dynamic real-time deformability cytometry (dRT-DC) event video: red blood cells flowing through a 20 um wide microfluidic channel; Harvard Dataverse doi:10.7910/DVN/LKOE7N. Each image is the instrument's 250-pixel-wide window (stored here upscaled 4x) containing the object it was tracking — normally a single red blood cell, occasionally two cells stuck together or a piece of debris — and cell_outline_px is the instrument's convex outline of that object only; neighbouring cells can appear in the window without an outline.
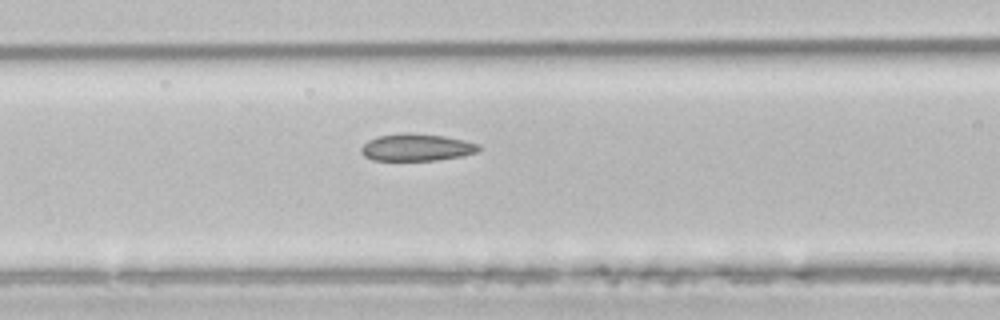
{"species": "common noctule bat (a hibernating species)", "species_latin": "Nyctalus noctula", "temperature_condition": "room temperature", "stored_images_in_passage": 4, "camera_frame_rate_fps": 3000, "um_per_image_px": 0.085, "animal": {"sex": "male", "body_mass_g": 21.5, "forearm_length_mm": 52.0}, "frame": {"image": 1, "passage_image": 4, "time_ms": 4.333, "image_size_px": [1000, 320], "cell_outline_px": [[484, 148], [476, 152], [460, 156], [436, 160], [372, 160], [364, 156], [360, 152], [360, 148], [368, 140], [376, 136], [404, 132], [412, 132], [444, 136], [464, 140], [480, 144]], "centroid_in_image_um": [35.4, 12.51], "position_along_channel_um": 131.2, "area_um2": 18.84}}